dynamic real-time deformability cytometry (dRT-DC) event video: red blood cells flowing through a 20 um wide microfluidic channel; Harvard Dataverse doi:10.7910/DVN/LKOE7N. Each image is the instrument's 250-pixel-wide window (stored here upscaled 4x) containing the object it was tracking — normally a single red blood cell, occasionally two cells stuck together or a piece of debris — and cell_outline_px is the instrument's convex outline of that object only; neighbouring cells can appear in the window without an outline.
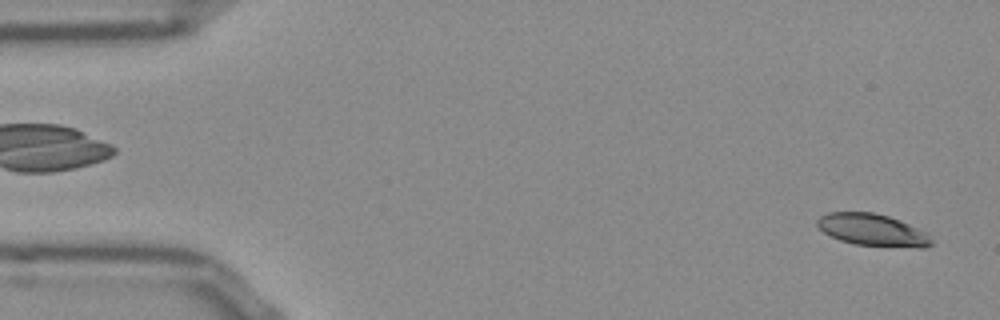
{"species": "Egyptian fruit bat (a non-hibernating species)", "species_latin": "Rousettus aegyptiacus", "temperature_condition": "room temperature", "stored_images_in_passage": 15, "camera_frame_rate_fps": 3000, "um_per_image_px": 0.085, "frame": {"image": 1, "passage_image": 2, "time_ms": 0.333, "image_size_px": [1000, 320], "cell_outline_px": [[932, 244], [924, 248], [920, 248], [856, 244], [840, 240], [824, 232], [816, 224], [816, 220], [820, 216], [828, 212], [872, 212], [888, 216], [908, 224], [924, 232], [932, 240]], "centroid_in_image_um": [74.13, 19.54], "position_along_channel_um": 10.9, "area_um2": 20.98}}
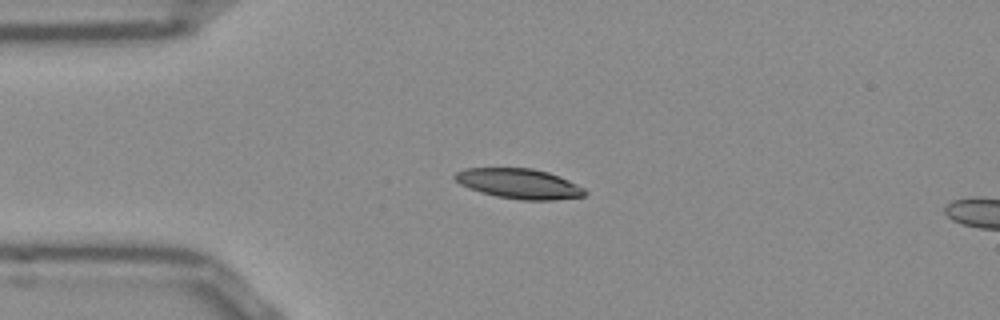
{"frame": {"image": 2, "passage_image": 12, "time_ms": 3.667, "image_size_px": [1000, 320], "cell_outline_px": [[588, 192], [584, 196], [552, 200], [524, 200], [496, 196], [480, 192], [468, 188], [460, 184], [452, 176], [456, 172], [464, 168], [532, 168], [548, 172], [560, 176], [584, 188]], "centroid_in_image_um": [44.11, 15.6], "position_along_channel_um": 40.9, "area_um2": 22.77}}